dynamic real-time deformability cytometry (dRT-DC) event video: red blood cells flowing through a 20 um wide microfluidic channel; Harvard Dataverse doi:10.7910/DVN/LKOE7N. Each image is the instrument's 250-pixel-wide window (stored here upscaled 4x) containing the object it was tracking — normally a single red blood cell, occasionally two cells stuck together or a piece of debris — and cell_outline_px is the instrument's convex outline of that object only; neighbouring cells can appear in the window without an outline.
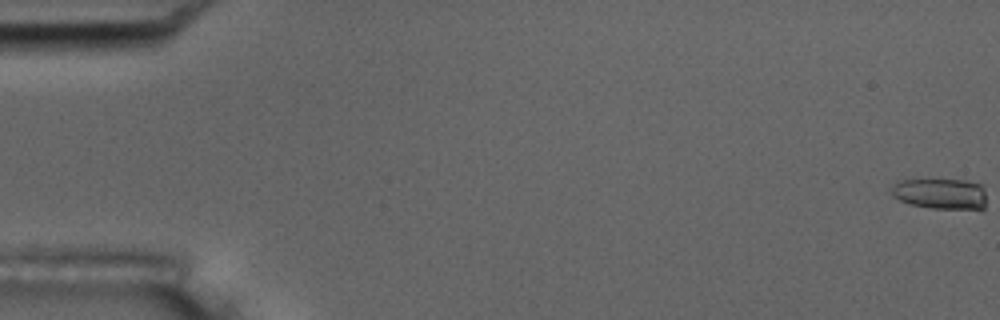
{"species": "common noctule bat (a hibernating species)", "species_latin": "Nyctalus noctula", "temperature_condition": "room temperature", "stored_images_in_passage": 57, "camera_frame_rate_fps": 3000, "um_per_image_px": 0.085, "animal": {"sex": "male", "body_mass_g": 17.5, "forearm_length_mm": 52.3}, "frame": {"image": 1, "passage_image": 1, "time_ms": 0.0, "image_size_px": [1000, 320], "cell_outline_px": [[984, 212], [932, 208], [912, 204], [900, 200], [892, 196], [892, 188], [900, 180], [968, 180], [980, 184], [984, 188]], "centroid_in_image_um": [80.04, 16.51], "position_along_channel_um": 5.0, "area_um2": 17.4}}
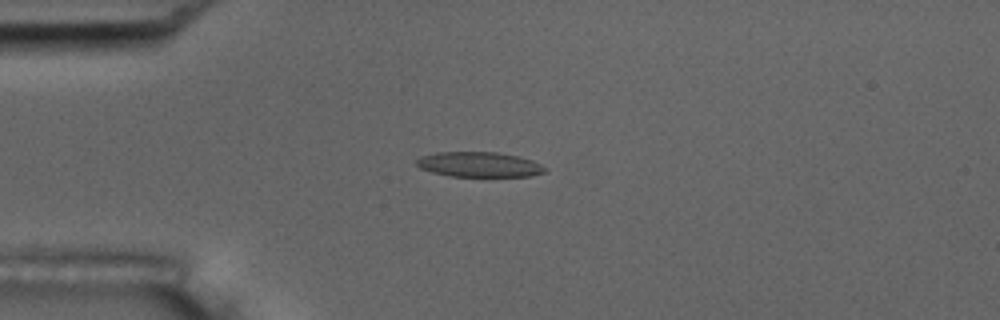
{"frame": {"image": 2, "passage_image": 16, "time_ms": 5.0, "image_size_px": [1000, 320], "cell_outline_px": [[548, 172], [532, 176], [448, 176], [432, 172], [420, 168], [416, 164], [416, 160], [420, 156], [436, 152], [500, 152], [532, 160], [548, 168]], "centroid_in_image_um": [40.75, 13.98], "position_along_channel_um": 44.3, "area_um2": 18.9}}
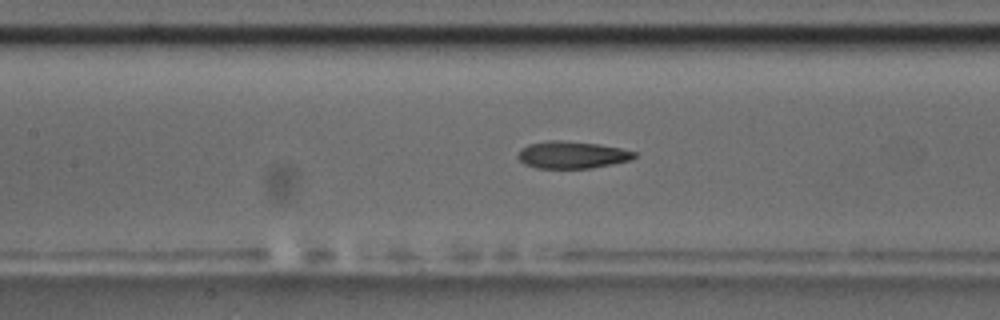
{"frame": {"image": 3, "passage_image": 27, "time_ms": 8.667, "image_size_px": [1000, 320], "cell_outline_px": [[636, 156], [632, 160], [592, 168], [536, 168], [524, 164], [516, 156], [520, 148], [528, 144], [548, 140], [560, 140], [596, 144], [620, 148], [636, 152]], "centroid_in_image_um": [48.59, 13.16], "position_along_channel_um": 158.8, "area_um2": 18.5}, "authors_computed_cell_mechanics": {"area_um2": 18.496, "velocity_mm_per_s": 3.6531, "shape_relaxation_time_tau1_ms": null, "shape_relaxation_time_tau2_ms": 3.7068, "deformation_change_tau1": null, "deformation_change_tau2": 0.124}}